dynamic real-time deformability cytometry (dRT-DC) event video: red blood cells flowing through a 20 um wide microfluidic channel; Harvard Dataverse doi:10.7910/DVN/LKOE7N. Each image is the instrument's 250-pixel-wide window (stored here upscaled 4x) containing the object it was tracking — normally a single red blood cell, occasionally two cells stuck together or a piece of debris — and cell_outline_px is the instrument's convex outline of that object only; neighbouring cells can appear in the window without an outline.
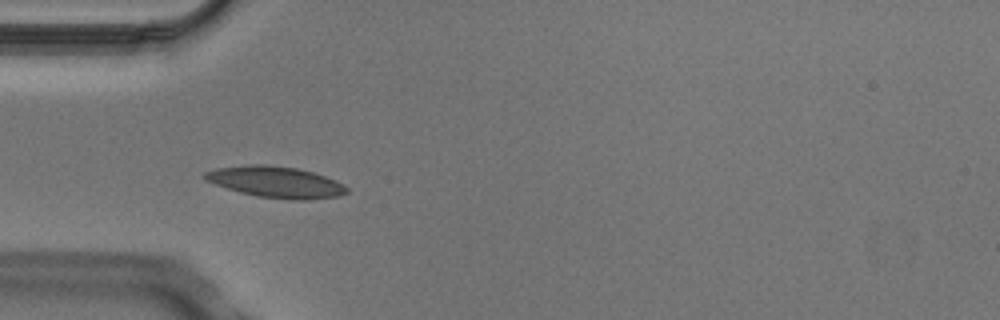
{"species": "Egyptian fruit bat (a non-hibernating species)", "species_latin": "Rousettus aegyptiacus", "temperature_condition": "cold", "stored_images_in_passage": 5, "camera_frame_rate_fps": 3000, "um_per_image_px": 0.085, "animal": {"sex": "male"}, "frame": {"image": 1, "passage_image": 4, "time_ms": 1.0, "image_size_px": [1000, 320], "cell_outline_px": [[348, 192], [340, 196], [304, 200], [292, 200], [256, 196], [240, 192], [204, 180], [200, 176], [204, 172], [216, 168], [248, 164], [264, 164], [296, 168], [312, 172], [336, 180], [344, 184], [348, 188]], "centroid_in_image_um": [23.43, 15.47], "position_along_channel_um": 61.6, "area_um2": 25.95}}